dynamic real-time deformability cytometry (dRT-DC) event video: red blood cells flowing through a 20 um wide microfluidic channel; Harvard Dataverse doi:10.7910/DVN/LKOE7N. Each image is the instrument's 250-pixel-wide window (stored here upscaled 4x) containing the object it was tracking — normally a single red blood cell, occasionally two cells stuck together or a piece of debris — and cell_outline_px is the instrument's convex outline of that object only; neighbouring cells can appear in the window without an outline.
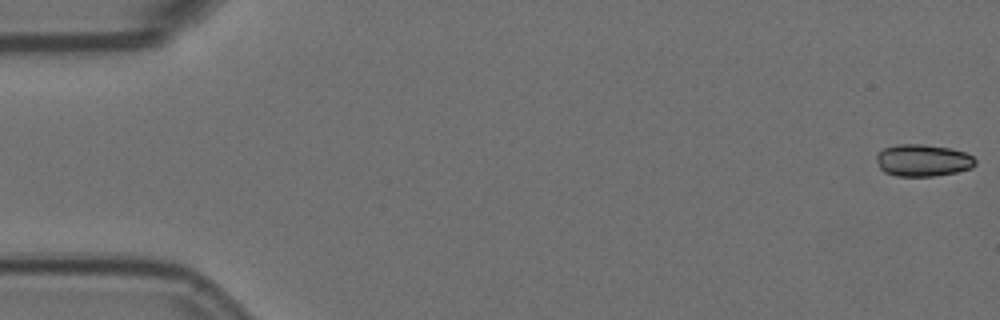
{"species": "Egyptian fruit bat (a non-hibernating species)", "species_latin": "Rousettus aegyptiacus", "temperature_condition": "room temperature", "stored_images_in_passage": 6, "segment_of_instrument_passage": [1, 2], "camera_frame_rate_fps": 3000, "um_per_image_px": 0.085, "animal": {"sex": "female"}, "frame": {"image": 1, "passage_image": 1, "time_ms": 0.0, "image_size_px": [1000, 320], "cell_outline_px": [[976, 164], [972, 168], [956, 172], [936, 176], [896, 176], [884, 172], [880, 168], [876, 160], [876, 152], [884, 148], [896, 144], [924, 144], [952, 148], [964, 152], [972, 156], [976, 160]], "centroid_in_image_um": [78.43, 13.62], "position_along_channel_um": 6.6, "area_um2": 18.73}}